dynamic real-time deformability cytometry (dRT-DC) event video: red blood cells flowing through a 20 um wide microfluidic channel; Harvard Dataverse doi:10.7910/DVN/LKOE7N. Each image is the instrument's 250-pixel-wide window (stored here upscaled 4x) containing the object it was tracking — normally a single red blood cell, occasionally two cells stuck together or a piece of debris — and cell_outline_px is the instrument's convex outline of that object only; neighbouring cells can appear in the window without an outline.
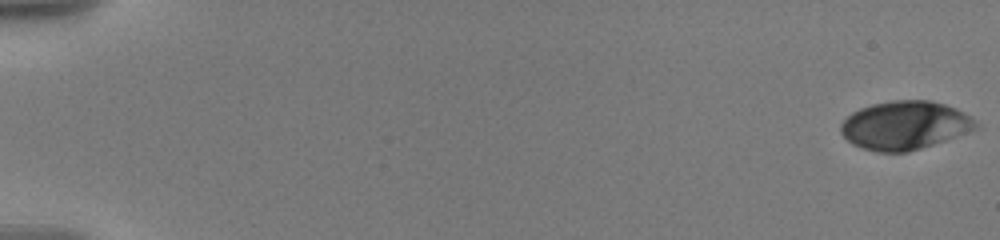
{"species": "human", "species_latin": "Homo sapiens", "temperature_condition": "warm", "stored_images_in_passage": 35, "camera_frame_rate_fps": 3000, "um_per_image_px": 0.085, "donor": {"sex": "male"}, "frame": {"image": 1, "passage_image": 1, "time_ms": 0.0, "image_size_px": [1000, 240], "cell_outline_px": [[980, 128], [908, 152], [876, 152], [852, 144], [840, 132], [840, 124], [852, 112], [860, 108], [872, 104], [892, 100], [932, 100], [956, 108], [968, 116]], "centroid_in_image_um": [76.87, 10.64], "position_along_channel_um": 8.1, "area_um2": 37.86}}
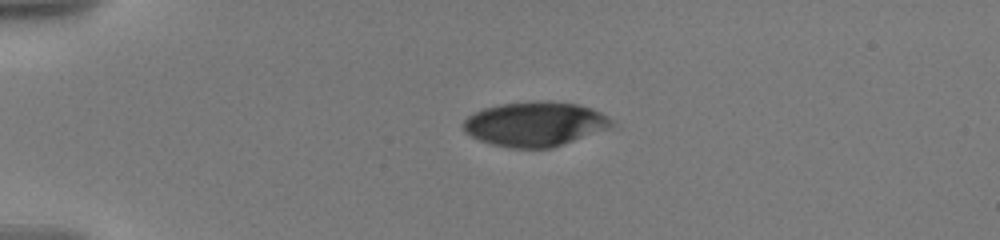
{"frame": {"image": 2, "passage_image": 21, "time_ms": 4.667, "image_size_px": [1000, 240], "cell_outline_px": [[616, 124], [612, 128], [552, 148], [512, 148], [492, 144], [480, 140], [464, 132], [460, 124], [468, 116], [484, 108], [500, 104], [536, 100], [548, 100], [580, 104], [592, 108], [600, 112], [612, 120]], "centroid_in_image_um": [45.5, 10.53], "position_along_channel_um": 39.5, "area_um2": 39.02}}
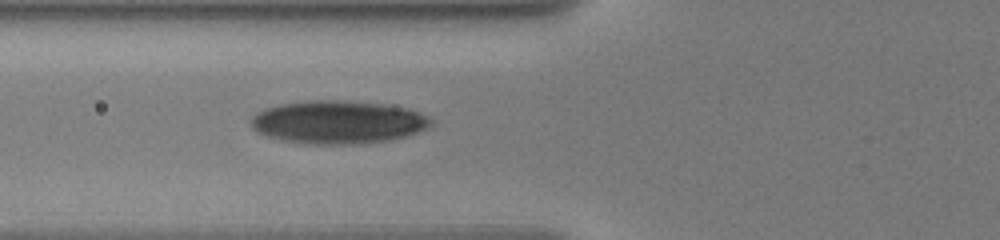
{"frame": {"image": 3, "passage_image": 35, "time_ms": 7.667, "image_size_px": [1000, 240], "cell_outline_px": [[436, 120], [428, 128], [404, 136], [388, 140], [352, 144], [312, 144], [280, 140], [256, 132], [252, 128], [248, 120], [256, 112], [264, 108], [280, 104], [308, 100], [336, 100], [384, 104], [408, 108], [428, 116]], "centroid_in_image_um": [28.69, 10.37], "position_along_channel_um": 97.1, "area_um2": 45.37}}